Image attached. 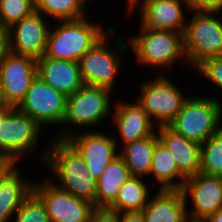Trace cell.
Segmentation results:
<instances>
[{"instance_id":"obj_38","label":"cell","mask_w":222,"mask_h":222,"mask_svg":"<svg viewBox=\"0 0 222 222\" xmlns=\"http://www.w3.org/2000/svg\"><path fill=\"white\" fill-rule=\"evenodd\" d=\"M0 106H10L7 104V102L5 100L1 82H0Z\"/></svg>"},{"instance_id":"obj_1","label":"cell","mask_w":222,"mask_h":222,"mask_svg":"<svg viewBox=\"0 0 222 222\" xmlns=\"http://www.w3.org/2000/svg\"><path fill=\"white\" fill-rule=\"evenodd\" d=\"M52 140L53 143L49 142L51 145L45 148L40 158L43 165L51 170L52 177L48 179L63 191L95 207L97 179L88 173L85 160L67 140Z\"/></svg>"},{"instance_id":"obj_13","label":"cell","mask_w":222,"mask_h":222,"mask_svg":"<svg viewBox=\"0 0 222 222\" xmlns=\"http://www.w3.org/2000/svg\"><path fill=\"white\" fill-rule=\"evenodd\" d=\"M181 190L185 200L191 199L193 202L192 211L189 212L187 209L189 222H203L222 209V177L220 176H209L199 172L186 178Z\"/></svg>"},{"instance_id":"obj_23","label":"cell","mask_w":222,"mask_h":222,"mask_svg":"<svg viewBox=\"0 0 222 222\" xmlns=\"http://www.w3.org/2000/svg\"><path fill=\"white\" fill-rule=\"evenodd\" d=\"M156 132L143 139L122 145L119 155L123 158L131 176H149L155 145L158 143Z\"/></svg>"},{"instance_id":"obj_26","label":"cell","mask_w":222,"mask_h":222,"mask_svg":"<svg viewBox=\"0 0 222 222\" xmlns=\"http://www.w3.org/2000/svg\"><path fill=\"white\" fill-rule=\"evenodd\" d=\"M89 0H33L34 9L53 20H75L85 14Z\"/></svg>"},{"instance_id":"obj_32","label":"cell","mask_w":222,"mask_h":222,"mask_svg":"<svg viewBox=\"0 0 222 222\" xmlns=\"http://www.w3.org/2000/svg\"><path fill=\"white\" fill-rule=\"evenodd\" d=\"M89 222H119V214L108 209H95Z\"/></svg>"},{"instance_id":"obj_30","label":"cell","mask_w":222,"mask_h":222,"mask_svg":"<svg viewBox=\"0 0 222 222\" xmlns=\"http://www.w3.org/2000/svg\"><path fill=\"white\" fill-rule=\"evenodd\" d=\"M195 69L214 86L222 89V56L208 58Z\"/></svg>"},{"instance_id":"obj_12","label":"cell","mask_w":222,"mask_h":222,"mask_svg":"<svg viewBox=\"0 0 222 222\" xmlns=\"http://www.w3.org/2000/svg\"><path fill=\"white\" fill-rule=\"evenodd\" d=\"M33 192L45 205L51 222H89L95 207L55 186L48 178L33 184Z\"/></svg>"},{"instance_id":"obj_6","label":"cell","mask_w":222,"mask_h":222,"mask_svg":"<svg viewBox=\"0 0 222 222\" xmlns=\"http://www.w3.org/2000/svg\"><path fill=\"white\" fill-rule=\"evenodd\" d=\"M140 34L129 38L135 59L147 67H171L184 53L183 34L179 32L151 30L140 25ZM181 57V58H180Z\"/></svg>"},{"instance_id":"obj_20","label":"cell","mask_w":222,"mask_h":222,"mask_svg":"<svg viewBox=\"0 0 222 222\" xmlns=\"http://www.w3.org/2000/svg\"><path fill=\"white\" fill-rule=\"evenodd\" d=\"M182 190L159 189L141 211L145 222H189Z\"/></svg>"},{"instance_id":"obj_36","label":"cell","mask_w":222,"mask_h":222,"mask_svg":"<svg viewBox=\"0 0 222 222\" xmlns=\"http://www.w3.org/2000/svg\"><path fill=\"white\" fill-rule=\"evenodd\" d=\"M203 222H222V209L217 211L215 214L209 216Z\"/></svg>"},{"instance_id":"obj_3","label":"cell","mask_w":222,"mask_h":222,"mask_svg":"<svg viewBox=\"0 0 222 222\" xmlns=\"http://www.w3.org/2000/svg\"><path fill=\"white\" fill-rule=\"evenodd\" d=\"M213 97H190L167 125L186 139L202 144L221 128L222 104Z\"/></svg>"},{"instance_id":"obj_8","label":"cell","mask_w":222,"mask_h":222,"mask_svg":"<svg viewBox=\"0 0 222 222\" xmlns=\"http://www.w3.org/2000/svg\"><path fill=\"white\" fill-rule=\"evenodd\" d=\"M112 92L105 87L83 85L73 95L67 97L62 124L70 123L72 126L89 128L102 123L103 119L112 114L110 111Z\"/></svg>"},{"instance_id":"obj_29","label":"cell","mask_w":222,"mask_h":222,"mask_svg":"<svg viewBox=\"0 0 222 222\" xmlns=\"http://www.w3.org/2000/svg\"><path fill=\"white\" fill-rule=\"evenodd\" d=\"M14 216L15 222H51L45 205L33 191L23 201Z\"/></svg>"},{"instance_id":"obj_25","label":"cell","mask_w":222,"mask_h":222,"mask_svg":"<svg viewBox=\"0 0 222 222\" xmlns=\"http://www.w3.org/2000/svg\"><path fill=\"white\" fill-rule=\"evenodd\" d=\"M149 187L142 177L131 176L120 188L115 202L108 210L115 213L141 212L148 204Z\"/></svg>"},{"instance_id":"obj_19","label":"cell","mask_w":222,"mask_h":222,"mask_svg":"<svg viewBox=\"0 0 222 222\" xmlns=\"http://www.w3.org/2000/svg\"><path fill=\"white\" fill-rule=\"evenodd\" d=\"M116 106V107H115ZM114 125L120 133L123 145L153 135L154 121L138 102H118L114 105Z\"/></svg>"},{"instance_id":"obj_34","label":"cell","mask_w":222,"mask_h":222,"mask_svg":"<svg viewBox=\"0 0 222 222\" xmlns=\"http://www.w3.org/2000/svg\"><path fill=\"white\" fill-rule=\"evenodd\" d=\"M119 222H145L142 212L119 213Z\"/></svg>"},{"instance_id":"obj_4","label":"cell","mask_w":222,"mask_h":222,"mask_svg":"<svg viewBox=\"0 0 222 222\" xmlns=\"http://www.w3.org/2000/svg\"><path fill=\"white\" fill-rule=\"evenodd\" d=\"M115 26L99 39L95 45L88 50L79 60L80 74L84 85L105 87L113 90L116 76L122 67L121 58L128 51V44L122 40L123 36L117 38L112 49L108 36L115 32ZM112 50V51H111ZM123 53V55H122Z\"/></svg>"},{"instance_id":"obj_18","label":"cell","mask_w":222,"mask_h":222,"mask_svg":"<svg viewBox=\"0 0 222 222\" xmlns=\"http://www.w3.org/2000/svg\"><path fill=\"white\" fill-rule=\"evenodd\" d=\"M158 141L172 154L178 170L186 177L199 173L201 144L186 139L168 126L156 130Z\"/></svg>"},{"instance_id":"obj_31","label":"cell","mask_w":222,"mask_h":222,"mask_svg":"<svg viewBox=\"0 0 222 222\" xmlns=\"http://www.w3.org/2000/svg\"><path fill=\"white\" fill-rule=\"evenodd\" d=\"M192 12H215L222 10V0H188Z\"/></svg>"},{"instance_id":"obj_35","label":"cell","mask_w":222,"mask_h":222,"mask_svg":"<svg viewBox=\"0 0 222 222\" xmlns=\"http://www.w3.org/2000/svg\"><path fill=\"white\" fill-rule=\"evenodd\" d=\"M8 52L9 43L7 30L0 29V65Z\"/></svg>"},{"instance_id":"obj_21","label":"cell","mask_w":222,"mask_h":222,"mask_svg":"<svg viewBox=\"0 0 222 222\" xmlns=\"http://www.w3.org/2000/svg\"><path fill=\"white\" fill-rule=\"evenodd\" d=\"M130 177L127 165L118 155L97 179L95 209H108L115 202L122 185Z\"/></svg>"},{"instance_id":"obj_5","label":"cell","mask_w":222,"mask_h":222,"mask_svg":"<svg viewBox=\"0 0 222 222\" xmlns=\"http://www.w3.org/2000/svg\"><path fill=\"white\" fill-rule=\"evenodd\" d=\"M183 34L187 65L197 67L204 60L222 56V21L215 12H192Z\"/></svg>"},{"instance_id":"obj_2","label":"cell","mask_w":222,"mask_h":222,"mask_svg":"<svg viewBox=\"0 0 222 222\" xmlns=\"http://www.w3.org/2000/svg\"><path fill=\"white\" fill-rule=\"evenodd\" d=\"M87 17L75 20H58L60 26L48 32L44 56L47 58L79 62L80 58L101 39L108 30L104 31L100 23H92Z\"/></svg>"},{"instance_id":"obj_10","label":"cell","mask_w":222,"mask_h":222,"mask_svg":"<svg viewBox=\"0 0 222 222\" xmlns=\"http://www.w3.org/2000/svg\"><path fill=\"white\" fill-rule=\"evenodd\" d=\"M41 128L30 116L12 108L0 122V154L12 156L17 162L25 154L33 155Z\"/></svg>"},{"instance_id":"obj_22","label":"cell","mask_w":222,"mask_h":222,"mask_svg":"<svg viewBox=\"0 0 222 222\" xmlns=\"http://www.w3.org/2000/svg\"><path fill=\"white\" fill-rule=\"evenodd\" d=\"M19 168H16L0 182V221L9 222L23 201L33 191L32 181L21 178Z\"/></svg>"},{"instance_id":"obj_33","label":"cell","mask_w":222,"mask_h":222,"mask_svg":"<svg viewBox=\"0 0 222 222\" xmlns=\"http://www.w3.org/2000/svg\"><path fill=\"white\" fill-rule=\"evenodd\" d=\"M17 161L9 155L0 154V182H2L16 168Z\"/></svg>"},{"instance_id":"obj_11","label":"cell","mask_w":222,"mask_h":222,"mask_svg":"<svg viewBox=\"0 0 222 222\" xmlns=\"http://www.w3.org/2000/svg\"><path fill=\"white\" fill-rule=\"evenodd\" d=\"M67 97L47 85L39 76L31 83L24 99L16 107L43 125H61L66 113Z\"/></svg>"},{"instance_id":"obj_17","label":"cell","mask_w":222,"mask_h":222,"mask_svg":"<svg viewBox=\"0 0 222 222\" xmlns=\"http://www.w3.org/2000/svg\"><path fill=\"white\" fill-rule=\"evenodd\" d=\"M37 76L66 97L83 85L78 62L58 60L45 56L37 60Z\"/></svg>"},{"instance_id":"obj_7","label":"cell","mask_w":222,"mask_h":222,"mask_svg":"<svg viewBox=\"0 0 222 222\" xmlns=\"http://www.w3.org/2000/svg\"><path fill=\"white\" fill-rule=\"evenodd\" d=\"M168 77L159 74L157 78L141 85L137 102L150 119L158 126H167L181 110L188 97ZM153 118V119H152Z\"/></svg>"},{"instance_id":"obj_37","label":"cell","mask_w":222,"mask_h":222,"mask_svg":"<svg viewBox=\"0 0 222 222\" xmlns=\"http://www.w3.org/2000/svg\"><path fill=\"white\" fill-rule=\"evenodd\" d=\"M12 106H0V122L7 116Z\"/></svg>"},{"instance_id":"obj_16","label":"cell","mask_w":222,"mask_h":222,"mask_svg":"<svg viewBox=\"0 0 222 222\" xmlns=\"http://www.w3.org/2000/svg\"><path fill=\"white\" fill-rule=\"evenodd\" d=\"M37 77V60L8 52L0 65V82L8 105L16 108Z\"/></svg>"},{"instance_id":"obj_27","label":"cell","mask_w":222,"mask_h":222,"mask_svg":"<svg viewBox=\"0 0 222 222\" xmlns=\"http://www.w3.org/2000/svg\"><path fill=\"white\" fill-rule=\"evenodd\" d=\"M199 172L222 177V128L201 144Z\"/></svg>"},{"instance_id":"obj_14","label":"cell","mask_w":222,"mask_h":222,"mask_svg":"<svg viewBox=\"0 0 222 222\" xmlns=\"http://www.w3.org/2000/svg\"><path fill=\"white\" fill-rule=\"evenodd\" d=\"M127 2L129 14L136 6H141L139 10H141L142 27L151 30L185 32L186 18L182 4L188 10V0H127Z\"/></svg>"},{"instance_id":"obj_24","label":"cell","mask_w":222,"mask_h":222,"mask_svg":"<svg viewBox=\"0 0 222 222\" xmlns=\"http://www.w3.org/2000/svg\"><path fill=\"white\" fill-rule=\"evenodd\" d=\"M150 175L154 176L160 189L166 190H181L186 180L178 170L172 154L160 142L154 148Z\"/></svg>"},{"instance_id":"obj_9","label":"cell","mask_w":222,"mask_h":222,"mask_svg":"<svg viewBox=\"0 0 222 222\" xmlns=\"http://www.w3.org/2000/svg\"><path fill=\"white\" fill-rule=\"evenodd\" d=\"M61 131L57 134L59 140H67L85 160L88 173L98 179L108 164L119 155L116 138L96 131H87L76 135L70 130Z\"/></svg>"},{"instance_id":"obj_15","label":"cell","mask_w":222,"mask_h":222,"mask_svg":"<svg viewBox=\"0 0 222 222\" xmlns=\"http://www.w3.org/2000/svg\"><path fill=\"white\" fill-rule=\"evenodd\" d=\"M49 26L44 15L34 11L7 29L9 51L35 60L44 56Z\"/></svg>"},{"instance_id":"obj_28","label":"cell","mask_w":222,"mask_h":222,"mask_svg":"<svg viewBox=\"0 0 222 222\" xmlns=\"http://www.w3.org/2000/svg\"><path fill=\"white\" fill-rule=\"evenodd\" d=\"M34 11L33 0H0V29L7 30Z\"/></svg>"}]
</instances>
